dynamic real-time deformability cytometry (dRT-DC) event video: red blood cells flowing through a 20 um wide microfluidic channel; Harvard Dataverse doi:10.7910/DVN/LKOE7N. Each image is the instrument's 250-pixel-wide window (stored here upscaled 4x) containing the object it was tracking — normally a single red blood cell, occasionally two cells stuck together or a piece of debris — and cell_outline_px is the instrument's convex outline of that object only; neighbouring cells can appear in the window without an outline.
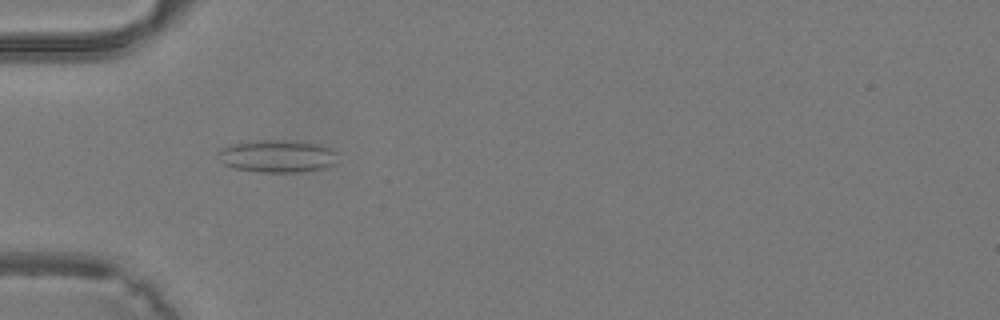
{"species": "common noctule bat (a hibernating species)", "species_latin": "Nyctalus noctula", "temperature_condition": "warm", "stored_images_in_passage": 28, "camera_frame_rate_fps": 3000, "um_per_image_px": 0.085, "animal": {"sex": "male", "body_mass_g": 19.2, "forearm_length_mm": 51.8}, "frame": {"image": 1, "passage_image": 1, "time_ms": 0.0, "image_size_px": [1000, 320], "cell_outline_px": [[336, 164], [324, 168], [300, 172], [260, 172], [232, 168], [224, 164], [220, 160], [216, 152], [220, 148], [232, 144], [248, 140], [296, 140], [320, 144], [336, 148]], "centroid_in_image_um": [23.58, 13.25], "position_along_channel_um": 61.4, "area_um2": 23.29}}
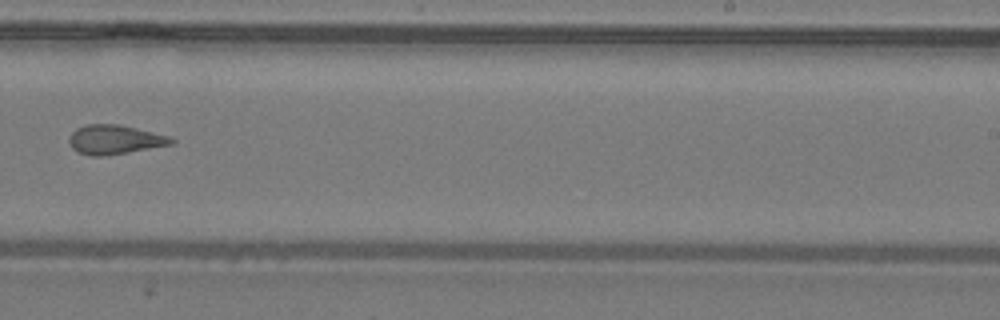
{"frame": {"image": 2, "passage_image": 14, "time_ms": 4.333, "image_size_px": [1000, 320], "cell_outline_px": [[176, 140], [172, 144], [128, 152], [104, 156], [92, 156], [76, 152], [72, 148], [68, 140], [68, 136], [76, 128], [88, 124], [120, 124], [168, 136]], "centroid_in_image_um": [9.7, 11.86], "position_along_channel_um": 279.3, "area_um2": 17.4}}
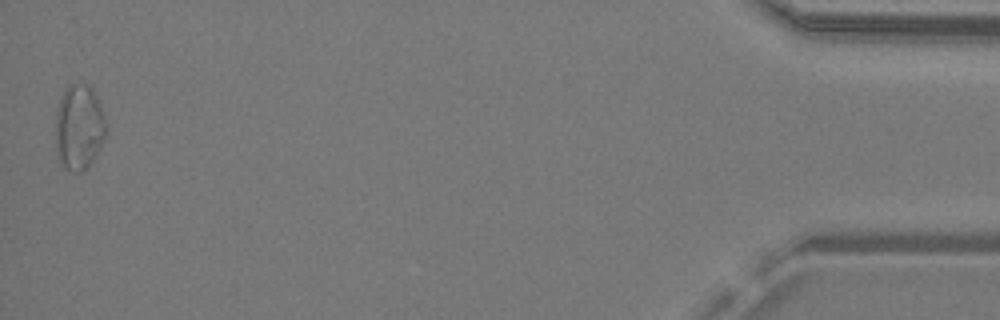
{"frame": {"image": 3, "passage_image": 28, "time_ms": 9.0, "image_size_px": [1000, 320], "cell_outline_px": [[108, 132], [100, 148], [88, 168], [84, 172], [72, 172], [64, 168], [60, 164], [56, 152], [56, 112], [60, 96], [68, 84], [88, 84], [92, 88], [100, 104], [108, 124]], "centroid_in_image_um": [6.73, 10.84], "position_along_channel_um": 428.5, "area_um2": 25.84}}